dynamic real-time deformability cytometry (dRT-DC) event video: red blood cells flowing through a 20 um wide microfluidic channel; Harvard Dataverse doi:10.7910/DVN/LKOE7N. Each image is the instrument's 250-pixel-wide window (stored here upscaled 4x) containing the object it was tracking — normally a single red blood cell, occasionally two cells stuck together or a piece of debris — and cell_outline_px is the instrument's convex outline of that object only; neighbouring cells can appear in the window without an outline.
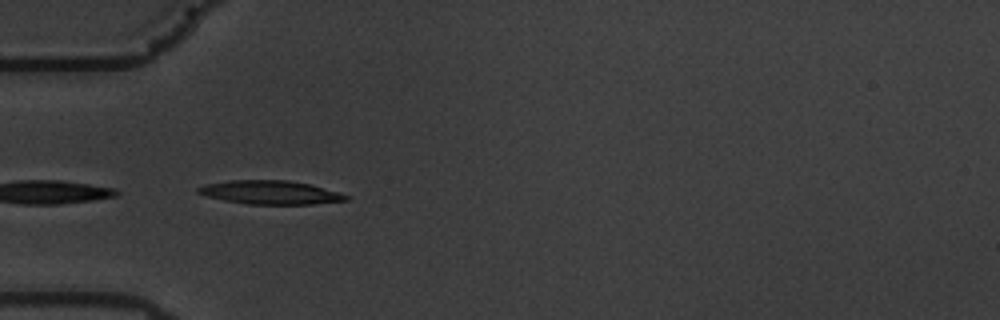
{"species": "common noctule bat (a hibernating species)", "species_latin": "Nyctalus noctula", "temperature_condition": "warm", "stored_images_in_passage": 6, "camera_frame_rate_fps": 3000, "um_per_image_px": 0.085, "animal": {"sex": "male", "body_mass_g": 19.5, "forearm_length_mm": 54.6}, "frame": {"image": 1, "passage_image": 1, "time_ms": 0.0, "image_size_px": [1000, 320], "cell_outline_px": [[348, 200], [312, 204], [248, 204], [224, 200], [208, 196], [196, 192], [196, 188], [204, 184], [228, 180], [288, 180], [308, 184], [340, 192], [348, 196]], "centroid_in_image_um": [22.95, 16.35], "position_along_channel_um": 62.1, "area_um2": 20.29}}